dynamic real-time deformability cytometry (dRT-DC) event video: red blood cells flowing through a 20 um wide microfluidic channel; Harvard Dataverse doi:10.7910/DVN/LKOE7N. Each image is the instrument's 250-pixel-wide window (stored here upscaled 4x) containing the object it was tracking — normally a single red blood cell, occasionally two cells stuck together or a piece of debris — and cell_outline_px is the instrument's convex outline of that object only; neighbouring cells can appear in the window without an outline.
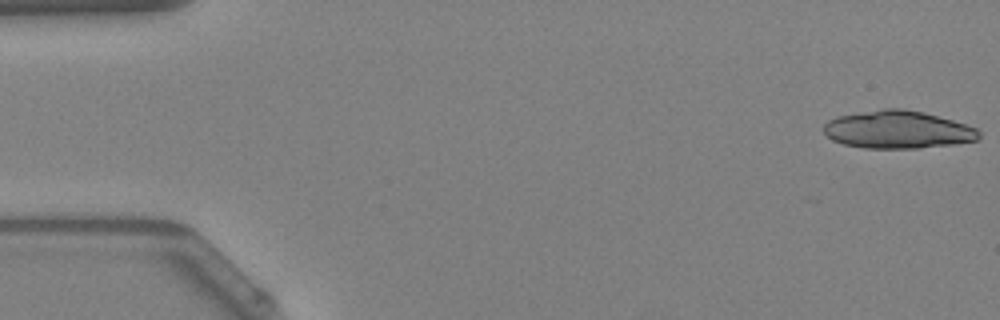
{"species": "Egyptian fruit bat (a non-hibernating species)", "species_latin": "Rousettus aegyptiacus", "temperature_condition": "warm", "stored_images_in_passage": 8, "camera_frame_rate_fps": 3000, "um_per_image_px": 0.085, "animal": {"sex": "female"}, "frame": {"image": 1, "passage_image": 1, "time_ms": 0.0, "image_size_px": [1000, 320], "cell_outline_px": [[980, 140], [952, 144], [920, 148], [864, 148], [844, 144], [832, 140], [824, 132], [824, 124], [828, 120], [836, 116], [884, 108], [904, 108], [924, 112], [952, 120], [976, 128], [980, 132]], "centroid_in_image_um": [76.31, 11.01], "position_along_channel_um": 8.7, "area_um2": 34.22}}